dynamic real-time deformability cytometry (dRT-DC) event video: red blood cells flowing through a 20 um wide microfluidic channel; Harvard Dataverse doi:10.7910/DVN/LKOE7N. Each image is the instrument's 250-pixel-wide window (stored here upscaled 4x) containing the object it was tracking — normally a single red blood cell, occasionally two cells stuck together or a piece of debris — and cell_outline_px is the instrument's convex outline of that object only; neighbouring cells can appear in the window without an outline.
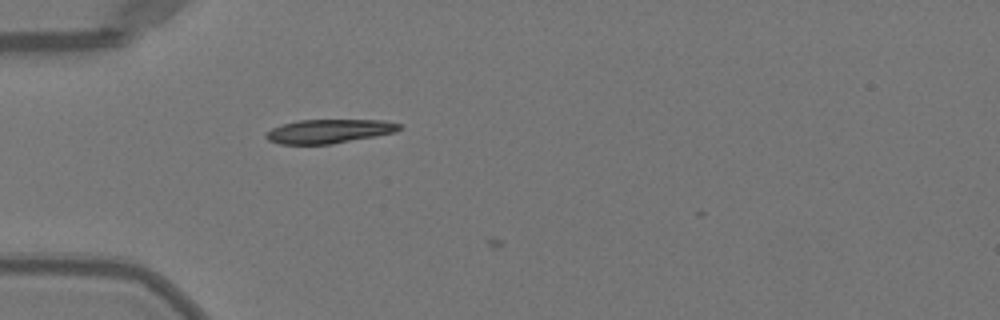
{"species": "Egyptian fruit bat (a non-hibernating species)", "species_latin": "Rousettus aegyptiacus", "temperature_condition": "warm", "stored_images_in_passage": 7, "camera_frame_rate_fps": 3000, "um_per_image_px": 0.085, "animal": {"sex": "female"}, "frame": {"image": 1, "passage_image": 6, "time_ms": 1.667, "image_size_px": [1000, 320], "cell_outline_px": [[400, 128], [396, 132], [376, 136], [332, 144], [280, 144], [268, 140], [264, 136], [272, 128], [284, 124], [300, 120], [384, 120], [400, 124]], "centroid_in_image_um": [27.98, 11.16], "position_along_channel_um": 57.0, "area_um2": 18.44}}